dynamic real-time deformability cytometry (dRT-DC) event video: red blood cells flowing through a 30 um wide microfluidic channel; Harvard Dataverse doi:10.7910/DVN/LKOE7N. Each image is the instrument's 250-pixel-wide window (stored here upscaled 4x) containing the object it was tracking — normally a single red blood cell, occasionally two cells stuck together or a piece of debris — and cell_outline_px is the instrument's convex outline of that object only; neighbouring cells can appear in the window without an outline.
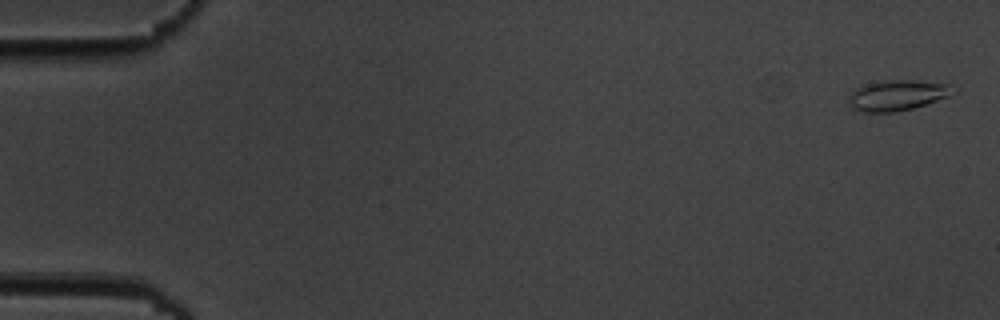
{"species": "common noctule bat (a hibernating species)", "species_latin": "Nyctalus noctula", "temperature_condition": "cold", "stored_images_in_passage": 6, "camera_frame_rate_fps": 3000, "um_per_image_px": 0.085, "animal": {"sex": "male", "body_mass_g": 19.5, "forearm_length_mm": 54.6}, "frame": {"image": 1, "passage_image": 1, "time_ms": 0.0, "image_size_px": [1000, 320], "cell_outline_px": [[956, 92], [952, 96], [912, 108], [896, 112], [864, 112], [852, 108], [848, 104], [848, 96], [856, 88], [864, 84], [880, 80], [908, 80], [948, 84]], "centroid_in_image_um": [76.24, 8.1], "position_along_channel_um": 8.8, "area_um2": 18.67}}
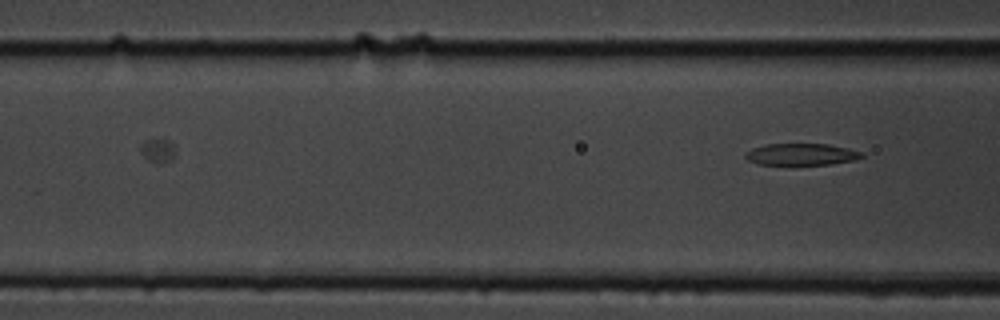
{"frame": {"image": 2, "passage_image": 6, "time_ms": 6.667, "image_size_px": [1000, 320], "cell_outline_px": [[864, 156], [856, 160], [832, 164], [756, 164], [748, 160], [744, 156], [744, 152], [752, 148], [764, 144], [828, 144], [848, 148], [864, 152]], "centroid_in_image_um": [68.12, 13.11], "position_along_channel_um": 98.5, "area_um2": 14.85}}